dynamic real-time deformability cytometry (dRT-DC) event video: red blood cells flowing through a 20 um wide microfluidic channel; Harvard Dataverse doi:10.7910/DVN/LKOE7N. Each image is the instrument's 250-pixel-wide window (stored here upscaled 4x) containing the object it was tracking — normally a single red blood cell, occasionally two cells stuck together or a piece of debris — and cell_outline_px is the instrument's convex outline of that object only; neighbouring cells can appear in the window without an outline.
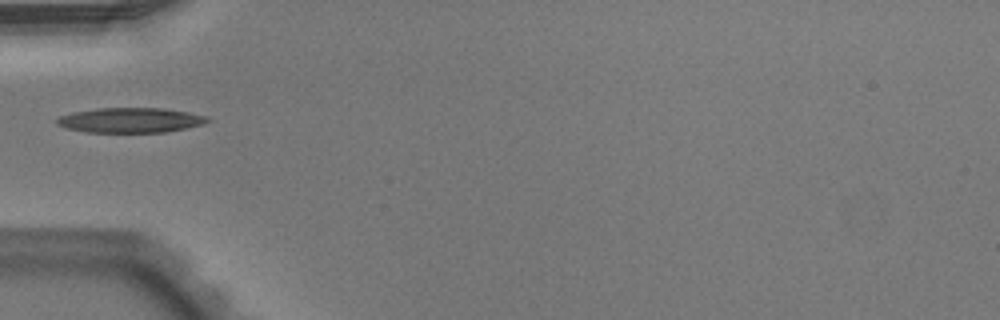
{"species": "Egyptian fruit bat (a non-hibernating species)", "species_latin": "Rousettus aegyptiacus", "temperature_condition": "warm", "stored_images_in_passage": 32, "camera_frame_rate_fps": 3000, "um_per_image_px": 0.085, "animal": {"sex": "male"}, "frame": {"image": 1, "passage_image": 1, "time_ms": 0.0, "image_size_px": [1000, 320], "cell_outline_px": [[212, 120], [204, 124], [164, 132], [88, 132], [64, 128], [56, 124], [56, 120], [60, 116], [72, 112], [96, 108], [164, 108], [188, 112], [208, 116]], "centroid_in_image_um": [11.08, 10.21], "position_along_channel_um": 73.9, "area_um2": 21.96}}
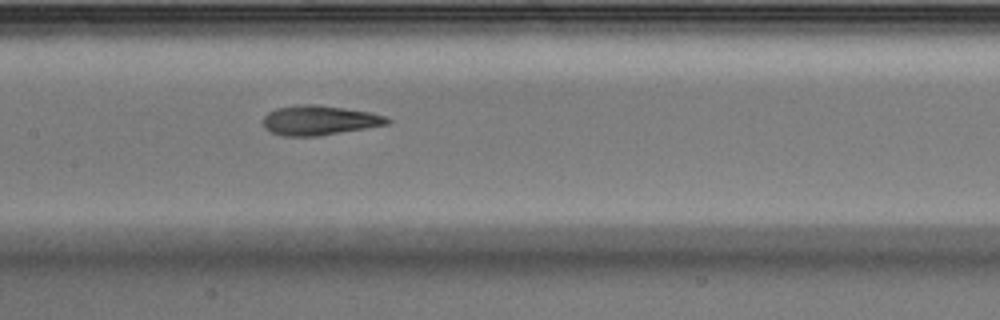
{"frame": {"image": 2, "passage_image": 9, "time_ms": 2.667, "image_size_px": [1000, 320], "cell_outline_px": [[392, 120], [388, 124], [316, 136], [284, 136], [272, 132], [264, 128], [264, 116], [268, 112], [276, 108], [296, 104], [316, 104], [344, 108], [368, 112], [384, 116]], "centroid_in_image_um": [27.1, 10.21], "position_along_channel_um": 180.3, "area_um2": 21.21}}
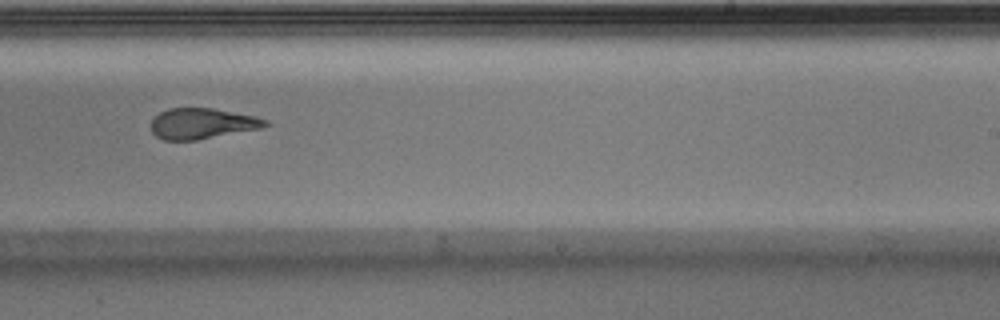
{"frame": {"image": 3, "passage_image": 16, "time_ms": 5.0, "image_size_px": [1000, 320], "cell_outline_px": [[272, 124], [260, 128], [196, 140], [164, 140], [156, 136], [152, 132], [152, 120], [160, 112], [168, 108], [212, 108], [256, 116], [268, 120]], "centroid_in_image_um": [17.2, 10.49], "position_along_channel_um": 271.8, "area_um2": 20.35}}